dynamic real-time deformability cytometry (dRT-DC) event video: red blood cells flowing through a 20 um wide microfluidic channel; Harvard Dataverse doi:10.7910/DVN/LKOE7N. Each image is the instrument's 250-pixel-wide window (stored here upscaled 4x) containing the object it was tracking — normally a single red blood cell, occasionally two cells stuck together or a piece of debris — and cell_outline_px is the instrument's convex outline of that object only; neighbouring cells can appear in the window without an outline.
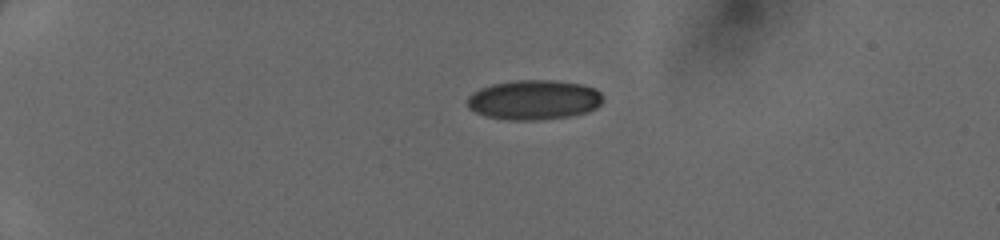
{"species": "human", "species_latin": "Homo sapiens", "temperature_condition": "cold", "stored_images_in_passage": 37, "camera_frame_rate_fps": 3000, "um_per_image_px": 0.085, "donor": {"sex": "female"}, "frame": {"image": 1, "passage_image": 1, "time_ms": 0.0, "image_size_px": [1000, 240], "cell_outline_px": [[604, 100], [596, 108], [584, 112], [568, 116], [536, 120], [508, 120], [484, 116], [468, 108], [468, 96], [472, 92], [480, 88], [492, 84], [516, 80], [552, 80], [584, 84], [596, 88], [600, 92]], "centroid_in_image_um": [45.38, 8.48], "position_along_channel_um": 39.6, "area_um2": 31.5}}
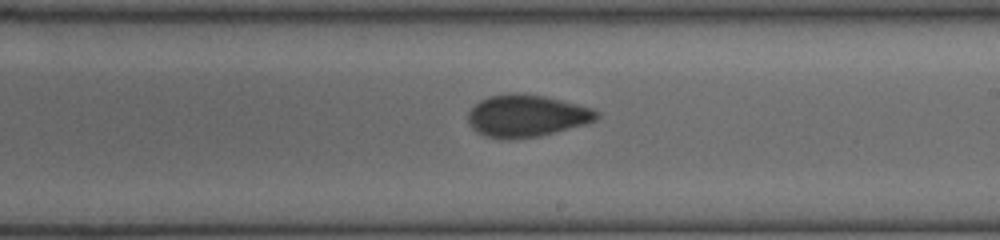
{"frame": {"image": 2, "passage_image": 20, "time_ms": 6.333, "image_size_px": [1000, 240], "cell_outline_px": [[600, 116], [596, 120], [584, 124], [540, 136], [516, 140], [508, 140], [488, 136], [476, 132], [468, 124], [468, 112], [480, 100], [492, 96], [516, 92], [544, 96], [592, 108], [600, 112]], "centroid_in_image_um": [44.75, 9.86], "position_along_channel_um": 244.2, "area_um2": 31.56}}
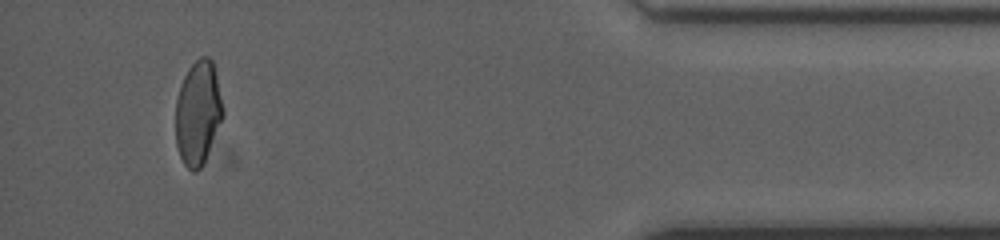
{"frame": {"image": 3, "passage_image": 35, "time_ms": 11.333, "image_size_px": [1000, 240], "cell_outline_px": [[224, 116], [204, 160], [200, 168], [196, 172], [192, 172], [184, 164], [180, 156], [176, 144], [176, 100], [180, 84], [188, 68], [200, 56], [208, 56], [212, 60], [224, 108]], "centroid_in_image_um": [16.83, 9.57], "position_along_channel_um": 418.4, "area_um2": 28.61}}